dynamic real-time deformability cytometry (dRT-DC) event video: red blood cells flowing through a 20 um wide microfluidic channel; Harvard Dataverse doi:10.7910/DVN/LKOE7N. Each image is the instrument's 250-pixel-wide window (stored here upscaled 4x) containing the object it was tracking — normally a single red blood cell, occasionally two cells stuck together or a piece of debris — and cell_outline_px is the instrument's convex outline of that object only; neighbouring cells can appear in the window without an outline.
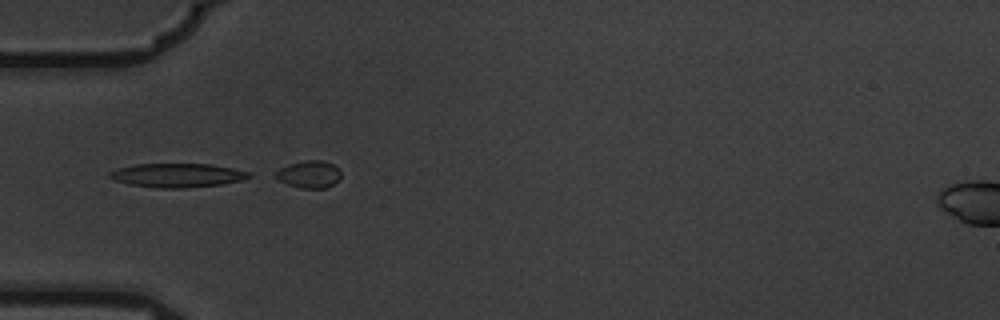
{"species": "common noctule bat (a hibernating species)", "species_latin": "Nyctalus noctula", "temperature_condition": "warm", "stored_images_in_passage": 8, "camera_frame_rate_fps": 3000, "um_per_image_px": 0.085, "animal": {"sex": "male", "body_mass_g": 19.5, "forearm_length_mm": 54.6}, "frame": {"image": 1, "passage_image": 6, "time_ms": 1.667, "image_size_px": [1000, 320], "cell_outline_px": [[252, 176], [244, 180], [220, 184], [184, 188], [156, 188], [132, 184], [116, 180], [108, 176], [108, 172], [116, 168], [136, 164], [212, 164], [252, 172]], "centroid_in_image_um": [15.11, 14.89], "position_along_channel_um": 69.9, "area_um2": 19.42}}